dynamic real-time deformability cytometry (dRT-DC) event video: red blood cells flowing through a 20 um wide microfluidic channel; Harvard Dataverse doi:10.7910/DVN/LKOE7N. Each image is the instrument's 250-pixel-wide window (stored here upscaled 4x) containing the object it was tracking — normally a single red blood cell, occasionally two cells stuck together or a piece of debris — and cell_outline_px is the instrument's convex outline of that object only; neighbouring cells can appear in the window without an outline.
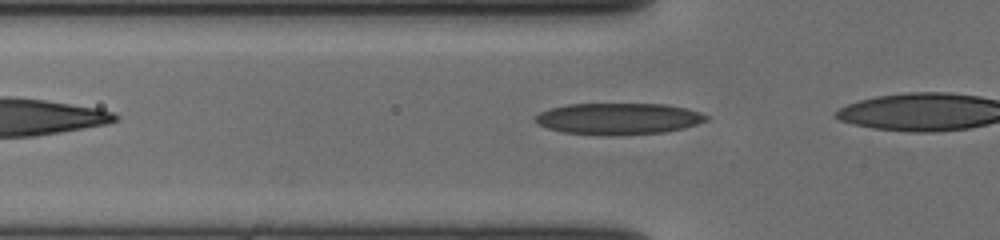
{"species": "human", "species_latin": "Homo sapiens", "temperature_condition": "cold", "stored_images_in_passage": 28, "camera_frame_rate_fps": 3000, "um_per_image_px": 0.085, "donor": {"sex": "female"}, "frame": {"image": 1, "passage_image": 2, "time_ms": 0.333, "image_size_px": [1000, 240], "cell_outline_px": [[708, 120], [684, 128], [664, 132], [564, 132], [548, 128], [532, 120], [540, 112], [548, 108], [568, 104], [664, 104], [684, 108], [708, 116]], "centroid_in_image_um": [52.54, 10.03], "position_along_channel_um": 73.3, "area_um2": 29.77}}
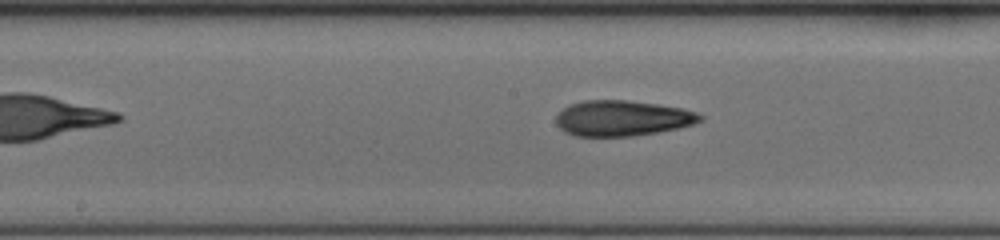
{"frame": {"image": 2, "passage_image": 12, "time_ms": 3.667, "image_size_px": [1000, 240], "cell_outline_px": [[704, 120], [692, 124], [660, 132], [632, 136], [576, 136], [564, 132], [556, 124], [556, 116], [568, 104], [584, 100], [624, 100], [656, 104], [680, 108], [696, 112], [704, 116]], "centroid_in_image_um": [52.87, 10.05], "position_along_channel_um": 195.3, "area_um2": 29.82}}
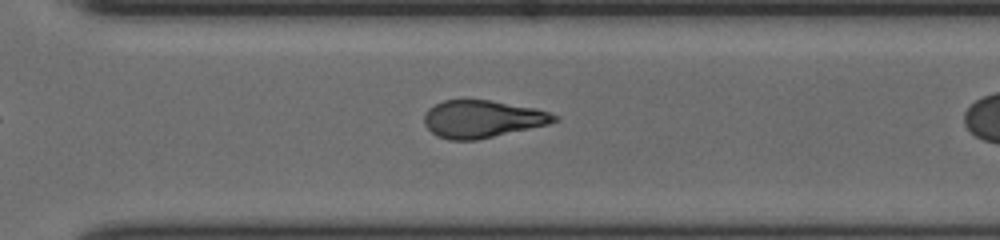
{"frame": {"image": 3, "passage_image": 23, "time_ms": 7.333, "image_size_px": [1000, 240], "cell_outline_px": [[560, 120], [548, 124], [476, 140], [448, 140], [436, 136], [424, 124], [424, 116], [428, 108], [444, 100], [488, 100], [536, 108], [560, 116]], "centroid_in_image_um": [40.99, 10.11], "position_along_channel_um": 329.6, "area_um2": 28.26}}